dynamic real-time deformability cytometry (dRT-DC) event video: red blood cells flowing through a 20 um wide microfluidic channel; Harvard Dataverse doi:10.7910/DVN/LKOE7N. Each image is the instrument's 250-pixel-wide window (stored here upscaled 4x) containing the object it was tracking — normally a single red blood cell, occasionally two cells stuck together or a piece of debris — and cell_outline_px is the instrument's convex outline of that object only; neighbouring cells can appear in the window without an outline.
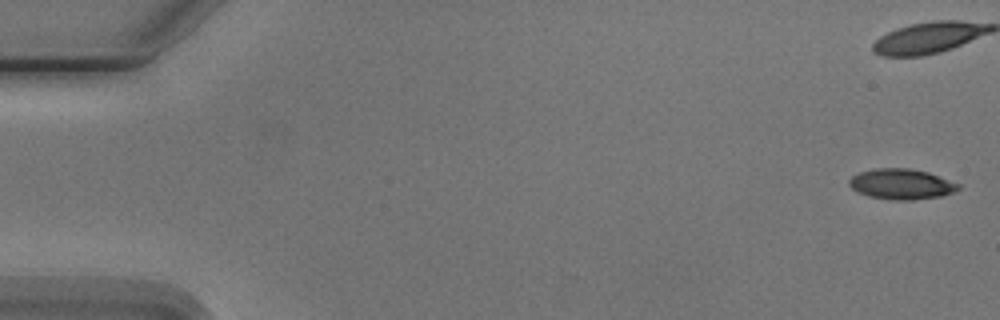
{"species": "Egyptian fruit bat (a non-hibernating species)", "species_latin": "Rousettus aegyptiacus", "temperature_condition": "cold", "stored_images_in_passage": 9, "camera_frame_rate_fps": 3000, "um_per_image_px": 0.085, "animal": {"sex": "male"}, "frame": {"image": 1, "passage_image": 1, "time_ms": 0.0, "image_size_px": [1000, 320], "cell_outline_px": [[960, 188], [956, 192], [940, 196], [912, 200], [896, 200], [868, 196], [852, 188], [848, 184], [848, 180], [852, 176], [860, 172], [876, 168], [908, 168], [928, 172], [960, 184]], "centroid_in_image_um": [76.64, 15.64], "position_along_channel_um": 8.4, "area_um2": 19.31}}
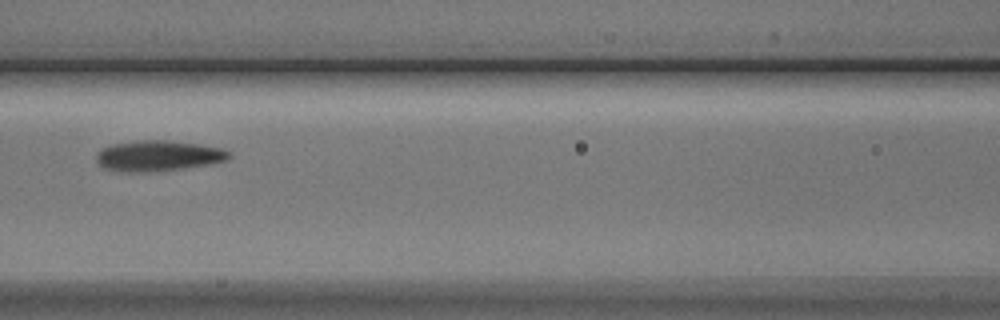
{"frame": {"image": 2, "passage_image": 8, "time_ms": 8.333, "image_size_px": [1000, 320], "cell_outline_px": [[232, 156], [228, 160], [208, 164], [184, 168], [156, 172], [120, 172], [104, 168], [96, 160], [96, 152], [100, 148], [112, 144], [140, 140], [168, 140], [200, 144], [224, 148], [232, 152]], "centroid_in_image_um": [13.46, 13.24], "position_along_channel_um": 153.1, "area_um2": 24.16}}
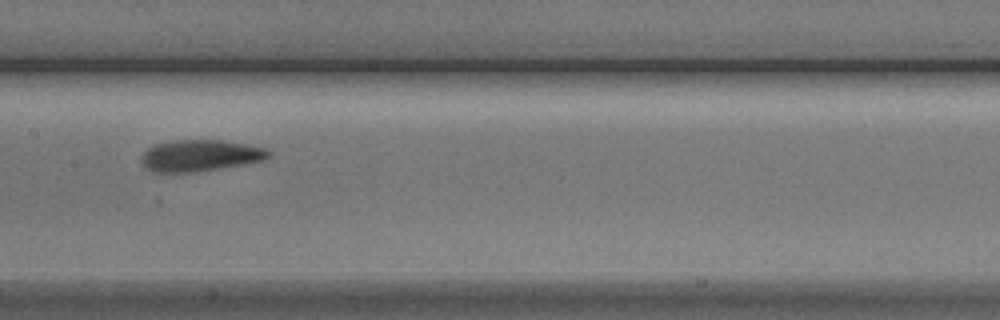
{"frame": {"image": 3, "passage_image": 9, "time_ms": 9.333, "image_size_px": [1000, 320], "cell_outline_px": [[272, 152], [264, 160], [244, 164], [196, 172], [152, 172], [140, 160], [140, 156], [148, 148], [156, 144], [172, 140], [220, 140], [248, 144], [264, 148]], "centroid_in_image_um": [17.01, 13.22], "position_along_channel_um": 190.4, "area_um2": 23.29}}